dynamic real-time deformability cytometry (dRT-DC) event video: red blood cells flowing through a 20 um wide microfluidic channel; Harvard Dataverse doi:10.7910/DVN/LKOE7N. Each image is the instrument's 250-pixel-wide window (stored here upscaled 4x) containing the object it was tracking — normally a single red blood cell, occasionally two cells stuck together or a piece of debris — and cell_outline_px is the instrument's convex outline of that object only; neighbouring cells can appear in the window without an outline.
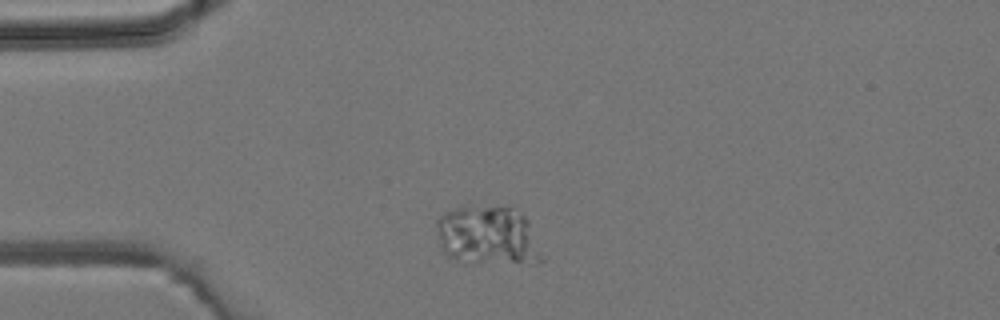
{"species": "common noctule bat (a hibernating species)", "species_latin": "Nyctalus noctula", "temperature_condition": "room temperature", "stored_images_in_passage": 3, "camera_frame_rate_fps": 3000, "um_per_image_px": 0.085, "animal": {"sex": "male", "body_mass_g": 19.2, "forearm_length_mm": 51.8}, "frame": {"image": 1, "passage_image": 1, "time_ms": 0.0, "image_size_px": [1000, 320], "cell_outline_px": [[548, 256], [544, 260], [536, 264], [472, 264], [456, 260], [448, 256], [440, 248], [436, 232], [436, 220], [440, 216], [456, 208], [508, 204], [512, 204], [528, 220]], "centroid_in_image_um": [41.58, 20.07], "position_along_channel_um": 43.4, "area_um2": 38.38}}
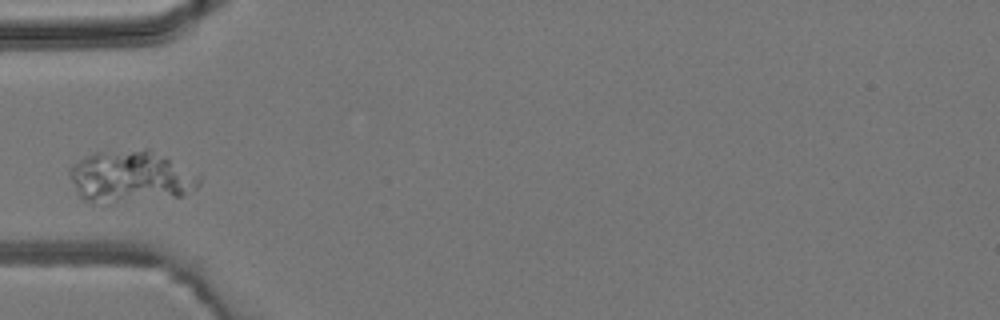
{"frame": {"image": 2, "passage_image": 2, "time_ms": 1.333, "image_size_px": [1000, 320], "cell_outline_px": [[200, 184], [196, 188], [184, 196], [112, 204], [84, 200], [76, 192], [68, 172], [68, 168], [72, 164], [96, 152], [144, 148], [148, 148], [200, 176]], "centroid_in_image_um": [11.08, 15.04], "position_along_channel_um": 73.9, "area_um2": 39.42}}
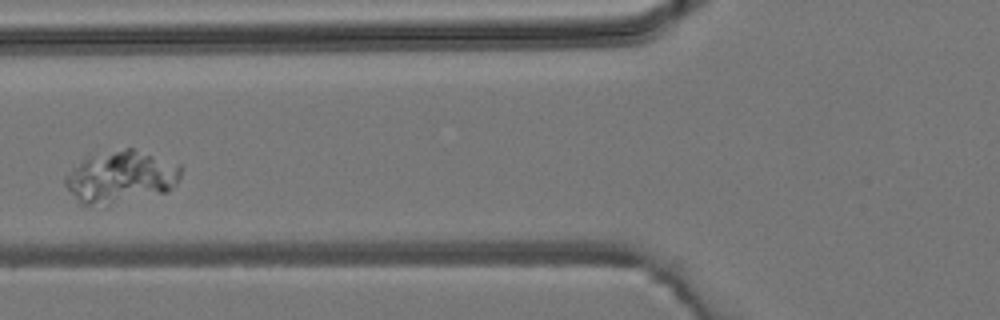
{"frame": {"image": 3, "passage_image": 3, "time_ms": 2.333, "image_size_px": [1000, 320], "cell_outline_px": [[184, 168], [176, 184], [168, 192], [108, 204], [80, 204], [64, 184], [64, 180], [88, 156], [128, 148], [132, 148], [180, 164]], "centroid_in_image_um": [10.35, 15.04], "position_along_channel_um": 115.4, "area_um2": 34.33}}